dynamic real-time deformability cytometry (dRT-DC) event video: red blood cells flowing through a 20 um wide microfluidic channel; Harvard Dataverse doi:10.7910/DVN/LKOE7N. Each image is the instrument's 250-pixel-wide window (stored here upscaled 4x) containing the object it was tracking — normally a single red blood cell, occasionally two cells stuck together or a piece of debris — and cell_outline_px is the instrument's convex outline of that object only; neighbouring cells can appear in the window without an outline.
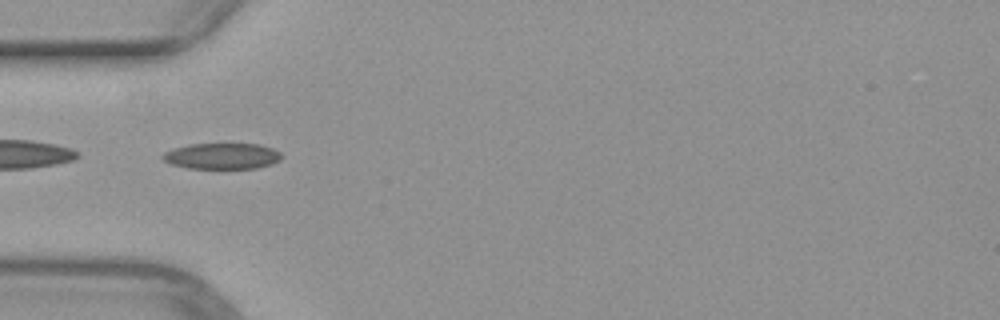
{"species": "common noctule bat (a hibernating species)", "species_latin": "Nyctalus noctula", "temperature_condition": "warm", "stored_images_in_passage": 36, "camera_frame_rate_fps": 3000, "um_per_image_px": 0.085, "animal": {"sex": "female", "body_mass_g": 29.2, "forearm_length_mm": 56.3}, "frame": {"image": 1, "passage_image": 1, "time_ms": 0.0, "image_size_px": [1000, 320], "cell_outline_px": [[280, 160], [272, 164], [256, 168], [188, 168], [172, 164], [164, 160], [160, 156], [164, 152], [176, 148], [192, 144], [260, 144], [272, 148], [280, 152]], "centroid_in_image_um": [18.88, 13.26], "position_along_channel_um": 66.1, "area_um2": 17.8}}
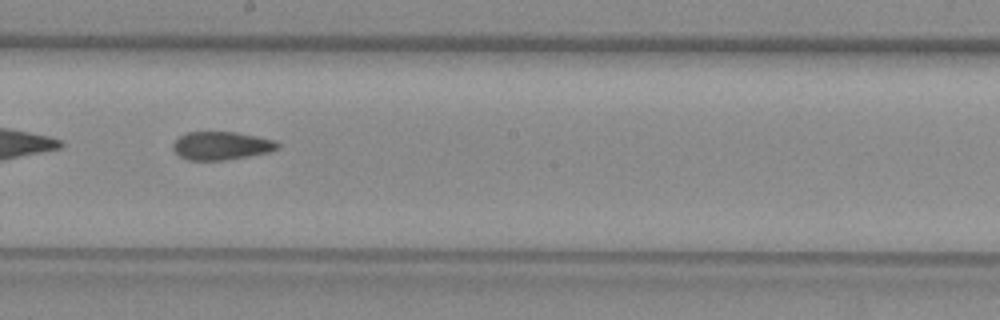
{"frame": {"image": 2, "passage_image": 13, "time_ms": 4.0, "image_size_px": [1000, 320], "cell_outline_px": [[280, 148], [268, 152], [248, 156], [224, 160], [188, 160], [180, 156], [172, 148], [172, 144], [180, 136], [188, 132], [236, 132], [276, 140], [280, 144]], "centroid_in_image_um": [18.83, 12.38], "position_along_channel_um": 229.4, "area_um2": 17.17}}
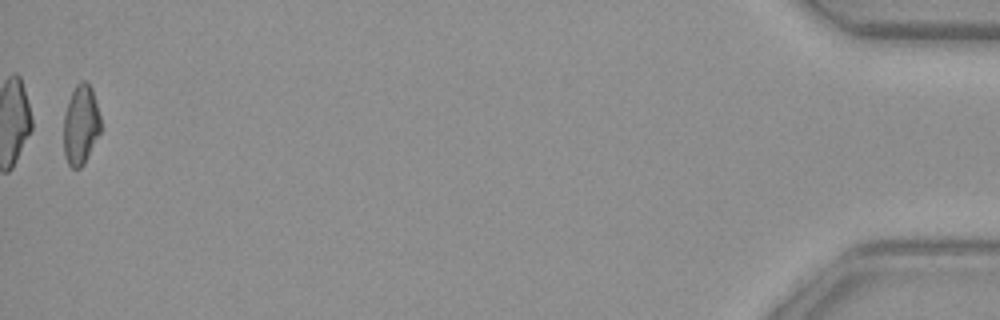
{"frame": {"image": 3, "passage_image": 35, "time_ms": 11.333, "image_size_px": [1000, 320], "cell_outline_px": [[100, 132], [84, 164], [80, 168], [72, 168], [68, 164], [64, 156], [64, 116], [68, 100], [76, 84], [80, 80], [84, 80], [92, 88], [100, 116]], "centroid_in_image_um": [6.85, 10.61], "position_along_channel_um": 428.3, "area_um2": 17.17}}